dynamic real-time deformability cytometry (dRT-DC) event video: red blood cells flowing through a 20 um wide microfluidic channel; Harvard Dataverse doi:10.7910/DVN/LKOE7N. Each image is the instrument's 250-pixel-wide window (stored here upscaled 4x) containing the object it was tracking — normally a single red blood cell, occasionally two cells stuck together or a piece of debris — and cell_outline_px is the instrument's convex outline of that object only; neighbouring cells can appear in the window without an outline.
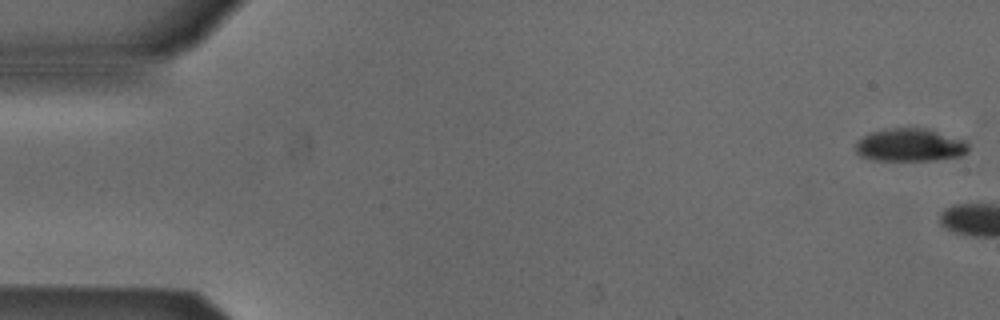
{"species": "Egyptian fruit bat (a non-hibernating species)", "species_latin": "Rousettus aegyptiacus", "temperature_condition": "cold", "stored_images_in_passage": 4, "camera_frame_rate_fps": 3000, "um_per_image_px": 0.085, "animal": {"sex": "male"}, "frame": {"image": 1, "passage_image": 1, "time_ms": 0.0, "image_size_px": [1000, 320], "cell_outline_px": [[968, 152], [960, 156], [936, 160], [872, 160], [860, 156], [856, 152], [856, 144], [864, 136], [872, 132], [888, 128], [928, 128], [964, 140], [968, 144]], "centroid_in_image_um": [77.37, 12.33], "position_along_channel_um": 7.6, "area_um2": 21.62}}